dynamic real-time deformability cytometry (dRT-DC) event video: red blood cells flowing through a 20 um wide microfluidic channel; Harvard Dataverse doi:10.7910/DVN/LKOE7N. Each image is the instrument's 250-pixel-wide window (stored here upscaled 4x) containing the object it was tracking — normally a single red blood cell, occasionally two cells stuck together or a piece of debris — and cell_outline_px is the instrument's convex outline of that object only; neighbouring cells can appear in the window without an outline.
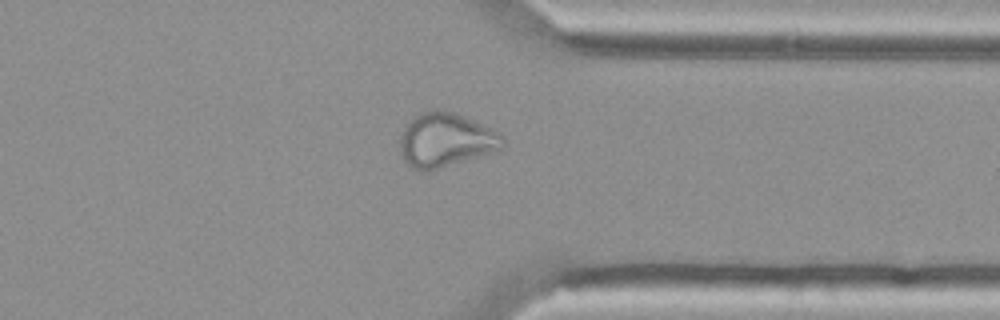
{"species": "Egyptian fruit bat (a non-hibernating species)", "species_latin": "Rousettus aegyptiacus", "temperature_condition": "cold", "stored_images_in_passage": 40, "camera_frame_rate_fps": 3000, "um_per_image_px": 0.085, "animal": {"sex": "female"}, "frame": {"image": 1, "passage_image": 29, "time_ms": 9.333, "image_size_px": [1000, 320], "cell_outline_px": [[504, 148], [436, 168], [412, 168], [400, 156], [400, 132], [420, 112], [432, 108], [440, 108], [456, 112], [500, 132], [504, 140]], "centroid_in_image_um": [37.88, 11.83], "position_along_channel_um": 373.5, "area_um2": 31.96}}